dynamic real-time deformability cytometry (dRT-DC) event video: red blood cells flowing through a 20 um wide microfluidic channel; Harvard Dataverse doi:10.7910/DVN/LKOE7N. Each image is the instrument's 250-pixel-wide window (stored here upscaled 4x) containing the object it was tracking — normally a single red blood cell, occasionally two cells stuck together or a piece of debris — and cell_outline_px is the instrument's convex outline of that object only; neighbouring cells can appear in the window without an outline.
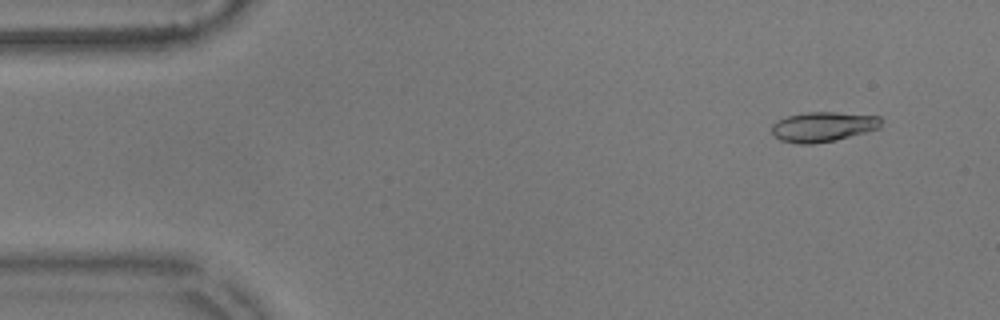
{"species": "common noctule bat (a hibernating species)", "species_latin": "Nyctalus noctula", "temperature_condition": "warm", "stored_images_in_passage": 53, "camera_frame_rate_fps": 3000, "um_per_image_px": 0.085, "animal": {"sex": "male", "body_mass_g": 17.9}, "frame": {"image": 1, "passage_image": 2, "time_ms": 0.333, "image_size_px": [1000, 320], "cell_outline_px": [[884, 120], [880, 128], [836, 140], [812, 144], [800, 144], [780, 140], [772, 132], [772, 124], [776, 120], [788, 116], [804, 112], [836, 112], [880, 116]], "centroid_in_image_um": [69.98, 10.76], "position_along_channel_um": 15.0, "area_um2": 19.19}}
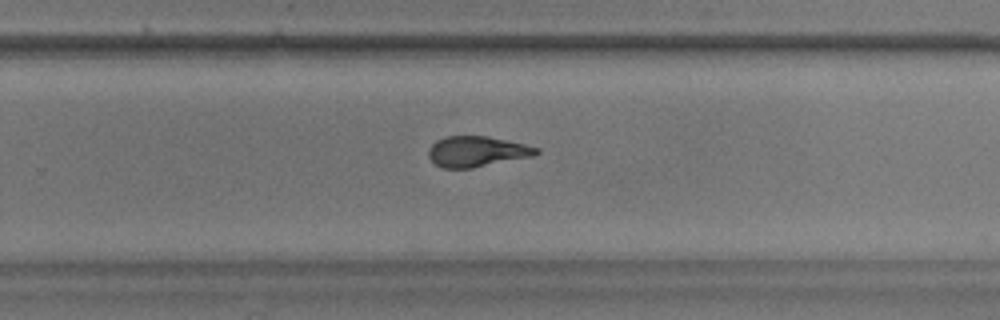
{"frame": {"image": 2, "passage_image": 33, "time_ms": 10.667, "image_size_px": [1000, 320], "cell_outline_px": [[540, 152], [532, 156], [472, 168], [444, 168], [436, 164], [428, 156], [428, 148], [436, 140], [444, 136], [488, 136], [524, 144], [540, 148]], "centroid_in_image_um": [40.51, 12.87], "position_along_channel_um": 289.3, "area_um2": 19.13}}
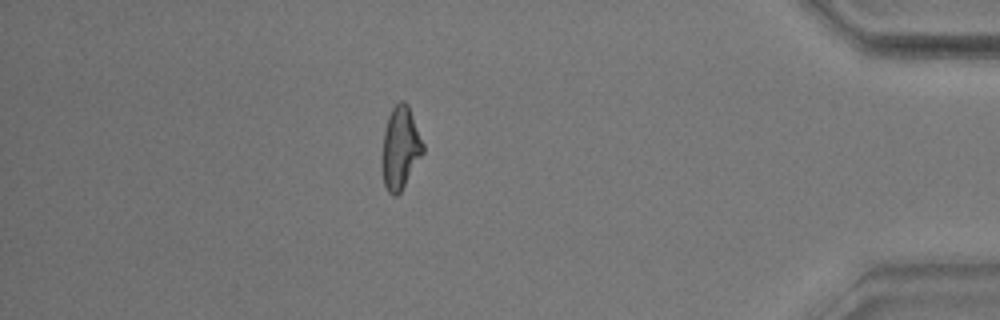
{"frame": {"image": 3, "passage_image": 46, "time_ms": 15.0, "image_size_px": [1000, 320], "cell_outline_px": [[424, 152], [400, 192], [396, 196], [392, 196], [388, 192], [384, 184], [380, 164], [384, 128], [388, 116], [392, 108], [400, 100], [404, 100], [408, 104], [424, 144]], "centroid_in_image_um": [34.0, 12.57], "position_along_channel_um": 401.2, "area_um2": 20.0}, "authors_computed_cell_mechanics": {"area_um2": 19.4786, "velocity_mm_per_s": 3.5936, "shape_relaxation_time_tau1_ms": 6.2461, "shape_relaxation_time_tau2_ms": 2.7767, "deformation_change_tau1": 0.2267, "deformation_change_tau2": 0.0826}}